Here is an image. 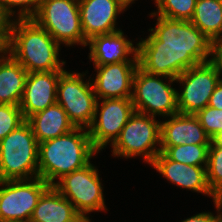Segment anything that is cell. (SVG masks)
<instances>
[{
	"label": "cell",
	"mask_w": 222,
	"mask_h": 222,
	"mask_svg": "<svg viewBox=\"0 0 222 222\" xmlns=\"http://www.w3.org/2000/svg\"><path fill=\"white\" fill-rule=\"evenodd\" d=\"M150 34L136 43L138 66L150 74L176 79L210 60L212 41L190 21L156 17Z\"/></svg>",
	"instance_id": "cell-1"
},
{
	"label": "cell",
	"mask_w": 222,
	"mask_h": 222,
	"mask_svg": "<svg viewBox=\"0 0 222 222\" xmlns=\"http://www.w3.org/2000/svg\"><path fill=\"white\" fill-rule=\"evenodd\" d=\"M61 45L33 19L8 21L6 50L28 73L65 71Z\"/></svg>",
	"instance_id": "cell-2"
},
{
	"label": "cell",
	"mask_w": 222,
	"mask_h": 222,
	"mask_svg": "<svg viewBox=\"0 0 222 222\" xmlns=\"http://www.w3.org/2000/svg\"><path fill=\"white\" fill-rule=\"evenodd\" d=\"M98 153L88 130L76 127L67 134L39 143L38 177L53 186L56 179L85 167Z\"/></svg>",
	"instance_id": "cell-3"
},
{
	"label": "cell",
	"mask_w": 222,
	"mask_h": 222,
	"mask_svg": "<svg viewBox=\"0 0 222 222\" xmlns=\"http://www.w3.org/2000/svg\"><path fill=\"white\" fill-rule=\"evenodd\" d=\"M39 143L25 121L0 141V181L38 177Z\"/></svg>",
	"instance_id": "cell-4"
},
{
	"label": "cell",
	"mask_w": 222,
	"mask_h": 222,
	"mask_svg": "<svg viewBox=\"0 0 222 222\" xmlns=\"http://www.w3.org/2000/svg\"><path fill=\"white\" fill-rule=\"evenodd\" d=\"M156 118L135 111L122 128L119 137L110 145L112 155L126 159L140 156L145 163L151 165L160 153L161 120Z\"/></svg>",
	"instance_id": "cell-5"
},
{
	"label": "cell",
	"mask_w": 222,
	"mask_h": 222,
	"mask_svg": "<svg viewBox=\"0 0 222 222\" xmlns=\"http://www.w3.org/2000/svg\"><path fill=\"white\" fill-rule=\"evenodd\" d=\"M175 82L176 79L147 73L138 66L133 76L131 99L134 110L163 118L178 113L177 89L172 85Z\"/></svg>",
	"instance_id": "cell-6"
},
{
	"label": "cell",
	"mask_w": 222,
	"mask_h": 222,
	"mask_svg": "<svg viewBox=\"0 0 222 222\" xmlns=\"http://www.w3.org/2000/svg\"><path fill=\"white\" fill-rule=\"evenodd\" d=\"M60 45L86 46L81 27L78 0H42L40 9L32 18Z\"/></svg>",
	"instance_id": "cell-7"
},
{
	"label": "cell",
	"mask_w": 222,
	"mask_h": 222,
	"mask_svg": "<svg viewBox=\"0 0 222 222\" xmlns=\"http://www.w3.org/2000/svg\"><path fill=\"white\" fill-rule=\"evenodd\" d=\"M87 72L64 71L57 83L56 101L66 111L75 127L88 129L96 110L97 96Z\"/></svg>",
	"instance_id": "cell-8"
},
{
	"label": "cell",
	"mask_w": 222,
	"mask_h": 222,
	"mask_svg": "<svg viewBox=\"0 0 222 222\" xmlns=\"http://www.w3.org/2000/svg\"><path fill=\"white\" fill-rule=\"evenodd\" d=\"M92 162L85 167L64 175L53 185L75 207L81 216L91 212H107L102 181Z\"/></svg>",
	"instance_id": "cell-9"
},
{
	"label": "cell",
	"mask_w": 222,
	"mask_h": 222,
	"mask_svg": "<svg viewBox=\"0 0 222 222\" xmlns=\"http://www.w3.org/2000/svg\"><path fill=\"white\" fill-rule=\"evenodd\" d=\"M49 187L40 177L0 181V221L29 222L40 197Z\"/></svg>",
	"instance_id": "cell-10"
},
{
	"label": "cell",
	"mask_w": 222,
	"mask_h": 222,
	"mask_svg": "<svg viewBox=\"0 0 222 222\" xmlns=\"http://www.w3.org/2000/svg\"><path fill=\"white\" fill-rule=\"evenodd\" d=\"M220 76L210 61L199 63L184 71L176 78L181 85L177 91L178 112L196 114L209 104Z\"/></svg>",
	"instance_id": "cell-11"
},
{
	"label": "cell",
	"mask_w": 222,
	"mask_h": 222,
	"mask_svg": "<svg viewBox=\"0 0 222 222\" xmlns=\"http://www.w3.org/2000/svg\"><path fill=\"white\" fill-rule=\"evenodd\" d=\"M101 100H97L93 121L87 129L91 143L99 153L115 142L129 117L135 112L131 98Z\"/></svg>",
	"instance_id": "cell-12"
},
{
	"label": "cell",
	"mask_w": 222,
	"mask_h": 222,
	"mask_svg": "<svg viewBox=\"0 0 222 222\" xmlns=\"http://www.w3.org/2000/svg\"><path fill=\"white\" fill-rule=\"evenodd\" d=\"M138 62H121L94 66L91 78L97 99L132 98L133 76Z\"/></svg>",
	"instance_id": "cell-13"
},
{
	"label": "cell",
	"mask_w": 222,
	"mask_h": 222,
	"mask_svg": "<svg viewBox=\"0 0 222 222\" xmlns=\"http://www.w3.org/2000/svg\"><path fill=\"white\" fill-rule=\"evenodd\" d=\"M81 27L84 38L88 41L96 35L111 34L117 28L118 15L124 12L116 0H78Z\"/></svg>",
	"instance_id": "cell-14"
},
{
	"label": "cell",
	"mask_w": 222,
	"mask_h": 222,
	"mask_svg": "<svg viewBox=\"0 0 222 222\" xmlns=\"http://www.w3.org/2000/svg\"><path fill=\"white\" fill-rule=\"evenodd\" d=\"M161 121L160 152L170 146L197 144L210 145L211 138L206 134L195 114L176 113Z\"/></svg>",
	"instance_id": "cell-15"
},
{
	"label": "cell",
	"mask_w": 222,
	"mask_h": 222,
	"mask_svg": "<svg viewBox=\"0 0 222 222\" xmlns=\"http://www.w3.org/2000/svg\"><path fill=\"white\" fill-rule=\"evenodd\" d=\"M64 71L28 73L20 109L25 120L37 112L57 103L56 92L60 75Z\"/></svg>",
	"instance_id": "cell-16"
},
{
	"label": "cell",
	"mask_w": 222,
	"mask_h": 222,
	"mask_svg": "<svg viewBox=\"0 0 222 222\" xmlns=\"http://www.w3.org/2000/svg\"><path fill=\"white\" fill-rule=\"evenodd\" d=\"M151 166L172 184L212 197L213 202L216 200L207 183V167L175 162L163 152L156 155Z\"/></svg>",
	"instance_id": "cell-17"
},
{
	"label": "cell",
	"mask_w": 222,
	"mask_h": 222,
	"mask_svg": "<svg viewBox=\"0 0 222 222\" xmlns=\"http://www.w3.org/2000/svg\"><path fill=\"white\" fill-rule=\"evenodd\" d=\"M89 60L94 66L121 62H138L137 45L126 39L121 30L111 34L96 35L87 41ZM129 55L132 58H129Z\"/></svg>",
	"instance_id": "cell-18"
},
{
	"label": "cell",
	"mask_w": 222,
	"mask_h": 222,
	"mask_svg": "<svg viewBox=\"0 0 222 222\" xmlns=\"http://www.w3.org/2000/svg\"><path fill=\"white\" fill-rule=\"evenodd\" d=\"M81 215L54 186L40 197L29 222H78Z\"/></svg>",
	"instance_id": "cell-19"
},
{
	"label": "cell",
	"mask_w": 222,
	"mask_h": 222,
	"mask_svg": "<svg viewBox=\"0 0 222 222\" xmlns=\"http://www.w3.org/2000/svg\"><path fill=\"white\" fill-rule=\"evenodd\" d=\"M28 72L6 50L0 53V104L19 106Z\"/></svg>",
	"instance_id": "cell-20"
},
{
	"label": "cell",
	"mask_w": 222,
	"mask_h": 222,
	"mask_svg": "<svg viewBox=\"0 0 222 222\" xmlns=\"http://www.w3.org/2000/svg\"><path fill=\"white\" fill-rule=\"evenodd\" d=\"M26 121L30 124L38 143L62 136L76 128L58 103L35 113Z\"/></svg>",
	"instance_id": "cell-21"
},
{
	"label": "cell",
	"mask_w": 222,
	"mask_h": 222,
	"mask_svg": "<svg viewBox=\"0 0 222 222\" xmlns=\"http://www.w3.org/2000/svg\"><path fill=\"white\" fill-rule=\"evenodd\" d=\"M190 22L212 42L222 38V0H197Z\"/></svg>",
	"instance_id": "cell-22"
},
{
	"label": "cell",
	"mask_w": 222,
	"mask_h": 222,
	"mask_svg": "<svg viewBox=\"0 0 222 222\" xmlns=\"http://www.w3.org/2000/svg\"><path fill=\"white\" fill-rule=\"evenodd\" d=\"M209 146L197 144L170 146L163 153L175 162L207 167Z\"/></svg>",
	"instance_id": "cell-23"
},
{
	"label": "cell",
	"mask_w": 222,
	"mask_h": 222,
	"mask_svg": "<svg viewBox=\"0 0 222 222\" xmlns=\"http://www.w3.org/2000/svg\"><path fill=\"white\" fill-rule=\"evenodd\" d=\"M197 0H154L157 10L150 17L162 16L173 20L190 21Z\"/></svg>",
	"instance_id": "cell-24"
},
{
	"label": "cell",
	"mask_w": 222,
	"mask_h": 222,
	"mask_svg": "<svg viewBox=\"0 0 222 222\" xmlns=\"http://www.w3.org/2000/svg\"><path fill=\"white\" fill-rule=\"evenodd\" d=\"M41 2L42 0H0V13L8 21L15 18L32 19L40 9Z\"/></svg>",
	"instance_id": "cell-25"
},
{
	"label": "cell",
	"mask_w": 222,
	"mask_h": 222,
	"mask_svg": "<svg viewBox=\"0 0 222 222\" xmlns=\"http://www.w3.org/2000/svg\"><path fill=\"white\" fill-rule=\"evenodd\" d=\"M206 173L208 186L216 196L222 190V148L209 147Z\"/></svg>",
	"instance_id": "cell-26"
},
{
	"label": "cell",
	"mask_w": 222,
	"mask_h": 222,
	"mask_svg": "<svg viewBox=\"0 0 222 222\" xmlns=\"http://www.w3.org/2000/svg\"><path fill=\"white\" fill-rule=\"evenodd\" d=\"M25 121L20 106L0 104V141Z\"/></svg>",
	"instance_id": "cell-27"
},
{
	"label": "cell",
	"mask_w": 222,
	"mask_h": 222,
	"mask_svg": "<svg viewBox=\"0 0 222 222\" xmlns=\"http://www.w3.org/2000/svg\"><path fill=\"white\" fill-rule=\"evenodd\" d=\"M195 115L210 138L222 131V109L206 106Z\"/></svg>",
	"instance_id": "cell-28"
},
{
	"label": "cell",
	"mask_w": 222,
	"mask_h": 222,
	"mask_svg": "<svg viewBox=\"0 0 222 222\" xmlns=\"http://www.w3.org/2000/svg\"><path fill=\"white\" fill-rule=\"evenodd\" d=\"M209 61L216 68V71L220 76V80H222V38L212 42L211 56Z\"/></svg>",
	"instance_id": "cell-29"
},
{
	"label": "cell",
	"mask_w": 222,
	"mask_h": 222,
	"mask_svg": "<svg viewBox=\"0 0 222 222\" xmlns=\"http://www.w3.org/2000/svg\"><path fill=\"white\" fill-rule=\"evenodd\" d=\"M214 206L216 207L217 214L214 216L212 212H202L194 216L188 217L181 222H216L217 219L222 215L220 206L214 201Z\"/></svg>",
	"instance_id": "cell-30"
},
{
	"label": "cell",
	"mask_w": 222,
	"mask_h": 222,
	"mask_svg": "<svg viewBox=\"0 0 222 222\" xmlns=\"http://www.w3.org/2000/svg\"><path fill=\"white\" fill-rule=\"evenodd\" d=\"M208 106L222 109V80H220L212 93Z\"/></svg>",
	"instance_id": "cell-31"
},
{
	"label": "cell",
	"mask_w": 222,
	"mask_h": 222,
	"mask_svg": "<svg viewBox=\"0 0 222 222\" xmlns=\"http://www.w3.org/2000/svg\"><path fill=\"white\" fill-rule=\"evenodd\" d=\"M8 20L0 13V39L5 43Z\"/></svg>",
	"instance_id": "cell-32"
},
{
	"label": "cell",
	"mask_w": 222,
	"mask_h": 222,
	"mask_svg": "<svg viewBox=\"0 0 222 222\" xmlns=\"http://www.w3.org/2000/svg\"><path fill=\"white\" fill-rule=\"evenodd\" d=\"M209 147H220L222 148V131L217 133L211 138V143Z\"/></svg>",
	"instance_id": "cell-33"
},
{
	"label": "cell",
	"mask_w": 222,
	"mask_h": 222,
	"mask_svg": "<svg viewBox=\"0 0 222 222\" xmlns=\"http://www.w3.org/2000/svg\"><path fill=\"white\" fill-rule=\"evenodd\" d=\"M121 6L124 7V9L127 10L128 6L132 3H134V1L136 0H116Z\"/></svg>",
	"instance_id": "cell-34"
},
{
	"label": "cell",
	"mask_w": 222,
	"mask_h": 222,
	"mask_svg": "<svg viewBox=\"0 0 222 222\" xmlns=\"http://www.w3.org/2000/svg\"><path fill=\"white\" fill-rule=\"evenodd\" d=\"M215 201L220 206V208L222 209V190L216 195V200Z\"/></svg>",
	"instance_id": "cell-35"
},
{
	"label": "cell",
	"mask_w": 222,
	"mask_h": 222,
	"mask_svg": "<svg viewBox=\"0 0 222 222\" xmlns=\"http://www.w3.org/2000/svg\"><path fill=\"white\" fill-rule=\"evenodd\" d=\"M91 220L89 216H81L78 222H91Z\"/></svg>",
	"instance_id": "cell-36"
},
{
	"label": "cell",
	"mask_w": 222,
	"mask_h": 222,
	"mask_svg": "<svg viewBox=\"0 0 222 222\" xmlns=\"http://www.w3.org/2000/svg\"><path fill=\"white\" fill-rule=\"evenodd\" d=\"M4 42L0 39V53L4 50Z\"/></svg>",
	"instance_id": "cell-37"
},
{
	"label": "cell",
	"mask_w": 222,
	"mask_h": 222,
	"mask_svg": "<svg viewBox=\"0 0 222 222\" xmlns=\"http://www.w3.org/2000/svg\"><path fill=\"white\" fill-rule=\"evenodd\" d=\"M0 222H25V221L11 220V221H0Z\"/></svg>",
	"instance_id": "cell-38"
},
{
	"label": "cell",
	"mask_w": 222,
	"mask_h": 222,
	"mask_svg": "<svg viewBox=\"0 0 222 222\" xmlns=\"http://www.w3.org/2000/svg\"><path fill=\"white\" fill-rule=\"evenodd\" d=\"M216 222H222V215L217 219Z\"/></svg>",
	"instance_id": "cell-39"
}]
</instances>
